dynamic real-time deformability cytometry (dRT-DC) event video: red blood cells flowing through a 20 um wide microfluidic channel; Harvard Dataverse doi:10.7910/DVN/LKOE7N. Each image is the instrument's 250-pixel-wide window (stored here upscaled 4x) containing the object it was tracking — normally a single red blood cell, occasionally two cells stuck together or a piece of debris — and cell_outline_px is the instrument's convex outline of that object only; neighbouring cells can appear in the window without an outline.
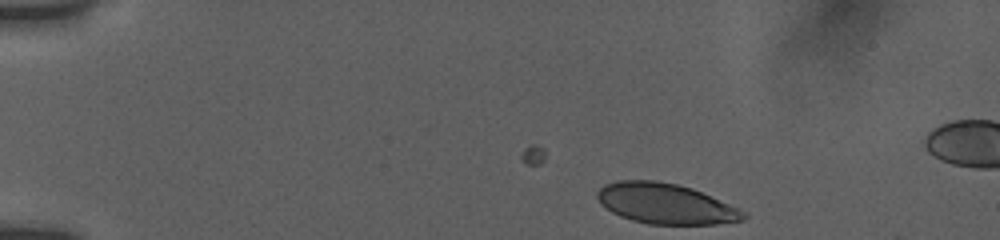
{"species": "human", "species_latin": "Homo sapiens", "temperature_condition": "room temperature", "stored_images_in_passage": 2, "camera_frame_rate_fps": 3000, "um_per_image_px": 0.085, "donor": {"sex": "female"}, "frame": {"image": 1, "passage_image": 2, "time_ms": 0.333, "image_size_px": [1000, 240], "cell_outline_px": [[748, 216], [744, 220], [716, 224], [648, 224], [632, 220], [620, 216], [612, 212], [600, 204], [596, 196], [596, 192], [604, 184], [616, 180], [656, 180], [676, 184], [692, 188], [740, 208]], "centroid_in_image_um": [56.56, 17.31], "position_along_channel_um": 28.4, "area_um2": 34.62}}